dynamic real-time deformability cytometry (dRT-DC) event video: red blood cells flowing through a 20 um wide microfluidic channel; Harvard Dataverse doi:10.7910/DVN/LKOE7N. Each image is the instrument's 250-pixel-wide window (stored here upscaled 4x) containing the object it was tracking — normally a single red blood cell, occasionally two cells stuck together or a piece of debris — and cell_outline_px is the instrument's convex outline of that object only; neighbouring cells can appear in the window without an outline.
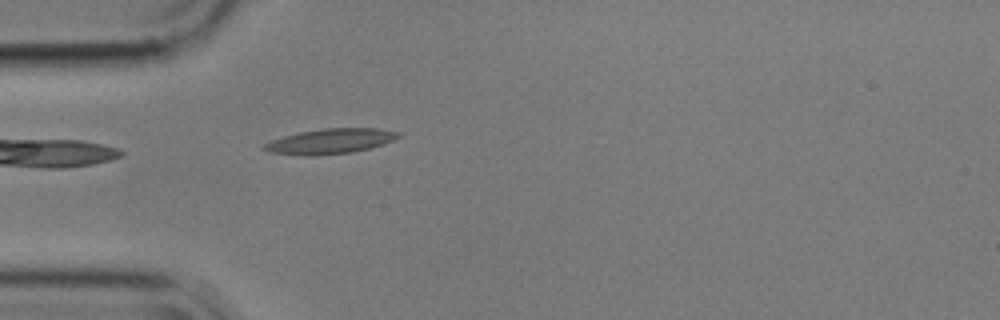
{"species": "common noctule bat (a hibernating species)", "species_latin": "Nyctalus noctula", "temperature_condition": "cold", "stored_images_in_passage": 3, "camera_frame_rate_fps": 3000, "um_per_image_px": 0.085, "animal": {"sex": "male", "body_mass_g": 17.9}, "frame": {"image": 1, "passage_image": 3, "time_ms": 0.667, "image_size_px": [1000, 320], "cell_outline_px": [[400, 136], [384, 144], [352, 152], [312, 156], [304, 156], [268, 152], [260, 148], [264, 144], [272, 140], [284, 136], [300, 132], [324, 128], [376, 128], [400, 132]], "centroid_in_image_um": [28.04, 12.01], "position_along_channel_um": 57.0, "area_um2": 19.59}}